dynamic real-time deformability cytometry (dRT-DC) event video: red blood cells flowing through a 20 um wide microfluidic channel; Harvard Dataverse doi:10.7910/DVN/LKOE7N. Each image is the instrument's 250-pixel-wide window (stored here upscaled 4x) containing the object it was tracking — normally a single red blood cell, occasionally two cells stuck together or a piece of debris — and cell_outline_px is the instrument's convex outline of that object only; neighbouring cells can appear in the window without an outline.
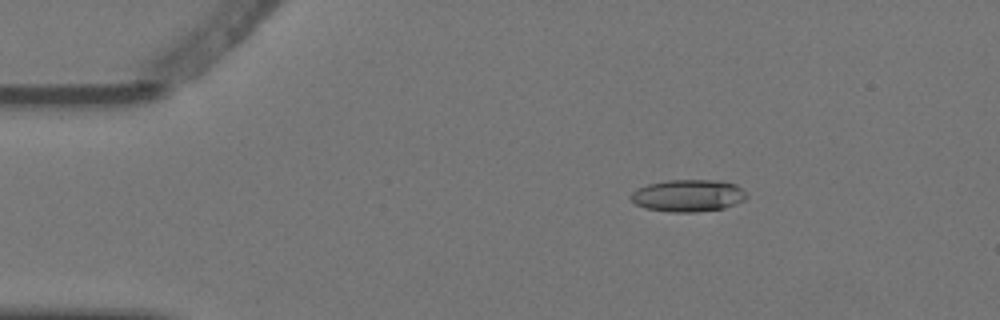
{"species": "Egyptian fruit bat (a non-hibernating species)", "species_latin": "Rousettus aegyptiacus", "temperature_condition": "warm", "stored_images_in_passage": 5, "camera_frame_rate_fps": 3000, "um_per_image_px": 0.085, "animal": {"sex": "female"}, "frame": {"image": 1, "passage_image": 5, "time_ms": 1.333, "image_size_px": [1000, 320], "cell_outline_px": [[748, 196], [744, 200], [736, 204], [724, 208], [696, 212], [668, 212], [644, 208], [636, 204], [628, 196], [636, 188], [648, 184], [668, 180], [720, 180], [736, 184]], "centroid_in_image_um": [58.47, 16.63], "position_along_channel_um": 26.5, "area_um2": 21.85}}